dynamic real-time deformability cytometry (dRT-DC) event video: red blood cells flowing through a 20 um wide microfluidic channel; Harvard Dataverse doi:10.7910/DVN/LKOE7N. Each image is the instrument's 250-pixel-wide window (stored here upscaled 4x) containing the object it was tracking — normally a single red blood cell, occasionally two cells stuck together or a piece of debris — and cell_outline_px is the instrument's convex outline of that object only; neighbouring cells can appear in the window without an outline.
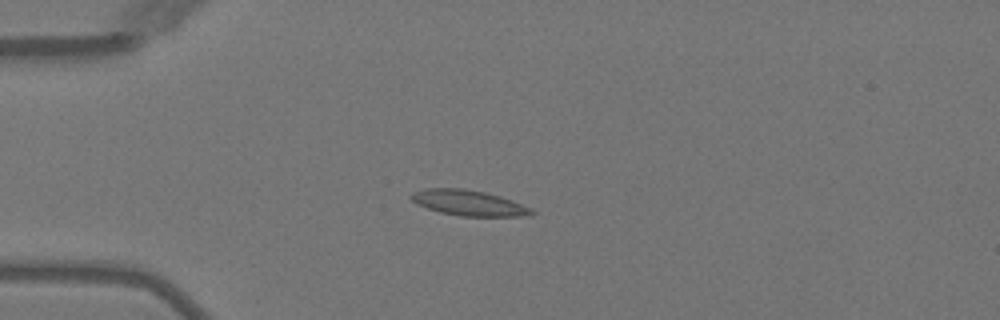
{"species": "Egyptian fruit bat (a non-hibernating species)", "species_latin": "Rousettus aegyptiacus", "temperature_condition": "warm", "stored_images_in_passage": 4, "camera_frame_rate_fps": 3000, "um_per_image_px": 0.085, "animal": {"sex": "female"}, "frame": {"image": 1, "passage_image": 3, "time_ms": 2.333, "image_size_px": [1000, 320], "cell_outline_px": [[536, 212], [532, 216], [460, 216], [440, 212], [416, 204], [408, 196], [412, 192], [424, 188], [464, 188], [484, 192], [500, 196], [512, 200], [532, 208]], "centroid_in_image_um": [39.84, 17.24], "position_along_channel_um": 45.2, "area_um2": 18.09}}
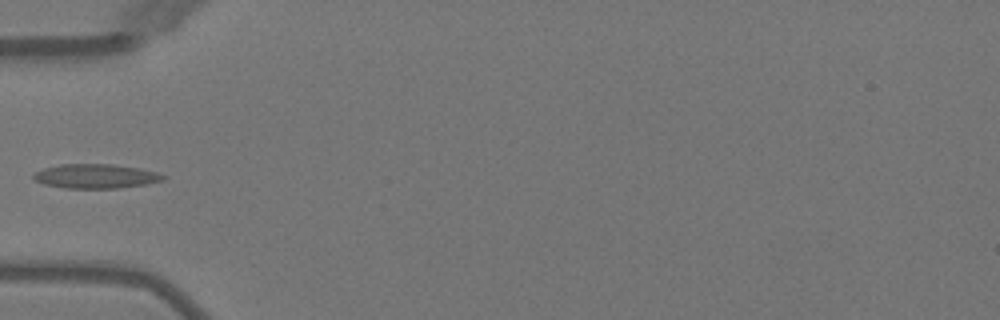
{"frame": {"image": 2, "passage_image": 4, "time_ms": 3.667, "image_size_px": [1000, 320], "cell_outline_px": [[168, 176], [164, 180], [144, 184], [116, 188], [64, 188], [44, 184], [36, 180], [32, 176], [36, 172], [44, 168], [60, 164], [112, 164], [140, 168], [156, 172]], "centroid_in_image_um": [8.15, 14.97], "position_along_channel_um": 76.9, "area_um2": 18.26}}